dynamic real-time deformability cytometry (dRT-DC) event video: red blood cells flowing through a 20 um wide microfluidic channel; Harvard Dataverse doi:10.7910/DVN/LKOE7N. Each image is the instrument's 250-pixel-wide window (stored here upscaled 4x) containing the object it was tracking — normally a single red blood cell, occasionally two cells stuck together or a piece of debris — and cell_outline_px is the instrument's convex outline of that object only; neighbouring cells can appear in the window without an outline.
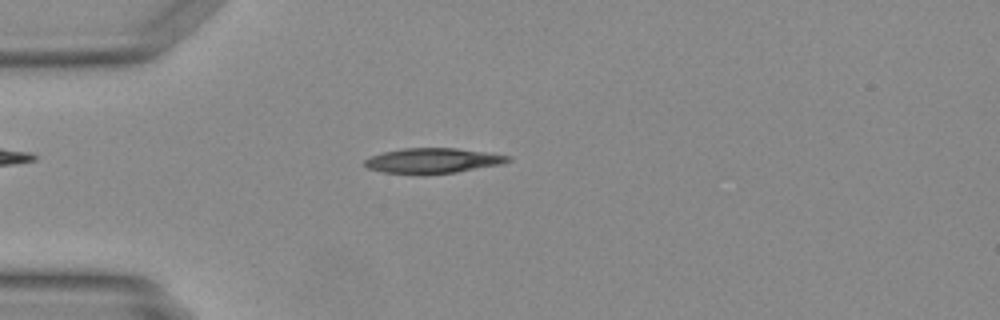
{"species": "Egyptian fruit bat (a non-hibernating species)", "species_latin": "Rousettus aegyptiacus", "temperature_condition": "warm", "stored_images_in_passage": 47, "camera_frame_rate_fps": 3000, "um_per_image_px": 0.085, "animal": {"sex": "female"}, "frame": {"image": 1, "passage_image": 12, "time_ms": 3.667, "image_size_px": [1000, 320], "cell_outline_px": [[512, 160], [500, 164], [456, 172], [424, 176], [420, 176], [384, 172], [368, 168], [364, 164], [364, 160], [372, 156], [384, 152], [404, 148], [456, 148], [512, 156]], "centroid_in_image_um": [36.77, 13.68], "position_along_channel_um": 48.2, "area_um2": 21.21}}
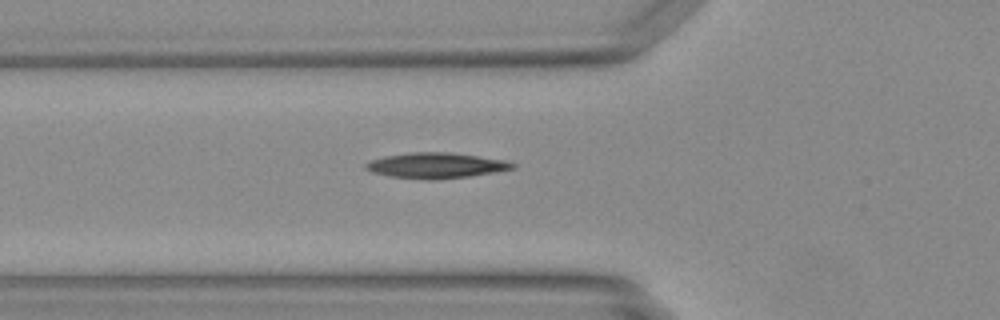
{"frame": {"image": 2, "passage_image": 16, "time_ms": 5.0, "image_size_px": [1000, 320], "cell_outline_px": [[516, 168], [468, 176], [432, 180], [428, 180], [388, 176], [372, 172], [364, 168], [364, 164], [372, 160], [384, 156], [408, 152], [448, 152], [504, 160], [516, 164]], "centroid_in_image_um": [37.0, 14.06], "position_along_channel_um": 88.8, "area_um2": 21.68}}
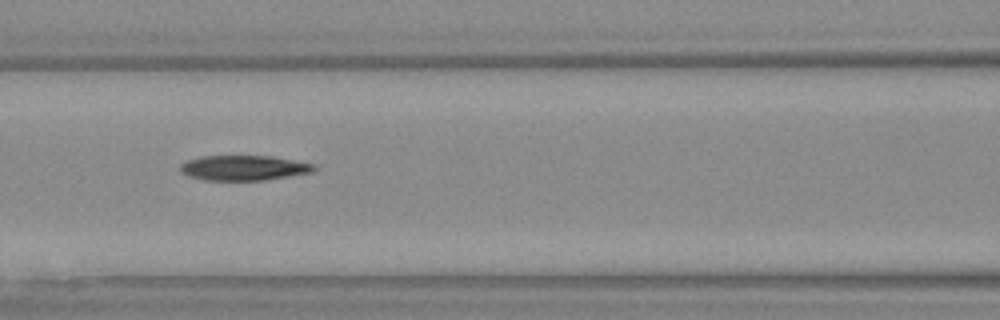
{"frame": {"image": 3, "passage_image": 20, "time_ms": 6.333, "image_size_px": [1000, 320], "cell_outline_px": [[316, 168], [312, 172], [264, 180], [204, 180], [188, 176], [180, 172], [180, 164], [188, 160], [200, 156], [272, 156], [316, 164]], "centroid_in_image_um": [20.7, 14.26], "position_along_channel_um": 145.9, "area_um2": 19.54}}